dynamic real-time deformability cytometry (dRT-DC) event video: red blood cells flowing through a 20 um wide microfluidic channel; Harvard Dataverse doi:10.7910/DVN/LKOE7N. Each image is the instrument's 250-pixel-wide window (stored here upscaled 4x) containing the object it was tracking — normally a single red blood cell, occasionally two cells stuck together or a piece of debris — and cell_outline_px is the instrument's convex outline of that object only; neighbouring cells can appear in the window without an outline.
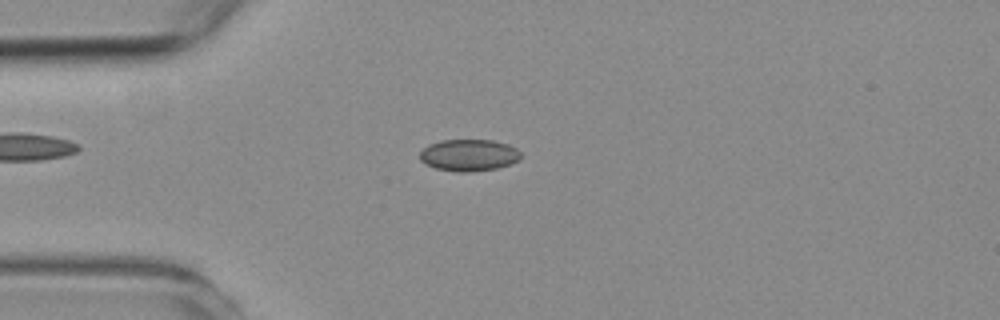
{"species": "common noctule bat (a hibernating species)", "species_latin": "Nyctalus noctula", "temperature_condition": "room temperature", "stored_images_in_passage": 57, "camera_frame_rate_fps": 3000, "um_per_image_px": 0.085, "animal": {"sex": "female", "body_mass_g": 19.3, "forearm_length_mm": 54.1}, "frame": {"image": 1, "passage_image": 14, "time_ms": 4.333, "image_size_px": [1000, 320], "cell_outline_px": [[520, 160], [496, 168], [468, 172], [456, 172], [436, 168], [424, 164], [420, 160], [420, 152], [428, 144], [440, 140], [492, 140], [508, 144], [516, 148], [520, 152]], "centroid_in_image_um": [39.83, 13.18], "position_along_channel_um": 45.2, "area_um2": 18.73}}
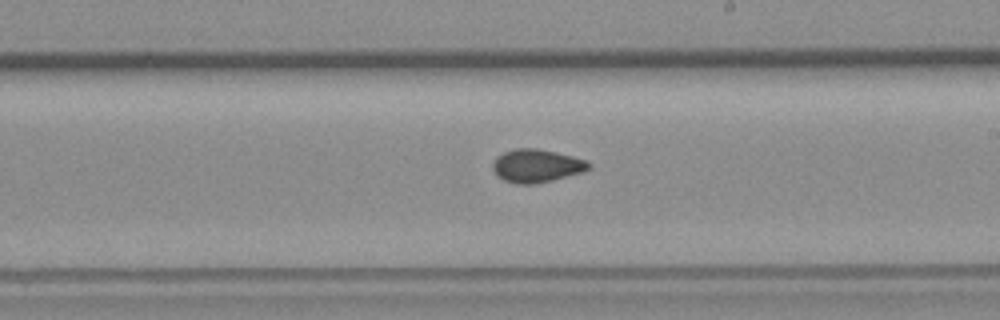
{"frame": {"image": 2, "passage_image": 32, "time_ms": 10.333, "image_size_px": [1000, 320], "cell_outline_px": [[592, 168], [580, 172], [552, 180], [536, 184], [516, 184], [504, 180], [496, 176], [492, 168], [492, 164], [496, 156], [504, 152], [516, 148], [536, 148], [556, 152], [588, 160], [592, 164]], "centroid_in_image_um": [45.59, 14.09], "position_along_channel_um": 243.4, "area_um2": 18.67}}
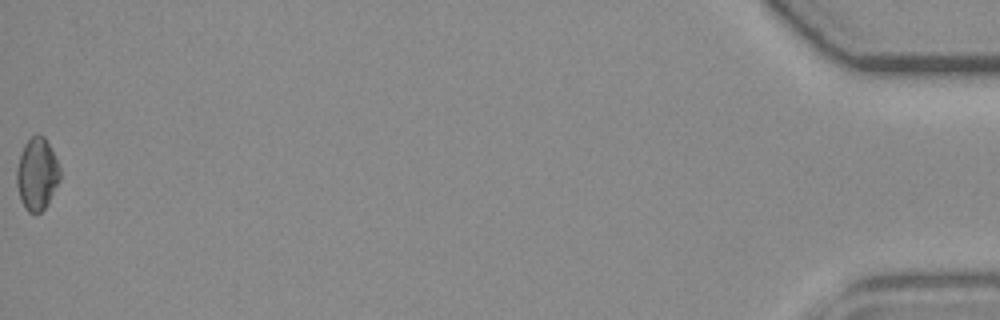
{"frame": {"image": 3, "passage_image": 57, "time_ms": 18.667, "image_size_px": [1000, 320], "cell_outline_px": [[60, 180], [44, 208], [40, 212], [28, 212], [20, 200], [16, 184], [16, 168], [24, 144], [36, 132], [44, 136], [60, 168]], "centroid_in_image_um": [3.12, 14.77], "position_along_channel_um": 432.1, "area_um2": 18.03}, "authors_computed_cell_mechanics": {"area_um2": 18.0336, "velocity_mm_per_s": 3.5621, "shape_relaxation_time_tau1_ms": null, "shape_relaxation_time_tau2_ms": 2.728, "deformation_change_tau1": null, "deformation_change_tau2": 0.0677}}